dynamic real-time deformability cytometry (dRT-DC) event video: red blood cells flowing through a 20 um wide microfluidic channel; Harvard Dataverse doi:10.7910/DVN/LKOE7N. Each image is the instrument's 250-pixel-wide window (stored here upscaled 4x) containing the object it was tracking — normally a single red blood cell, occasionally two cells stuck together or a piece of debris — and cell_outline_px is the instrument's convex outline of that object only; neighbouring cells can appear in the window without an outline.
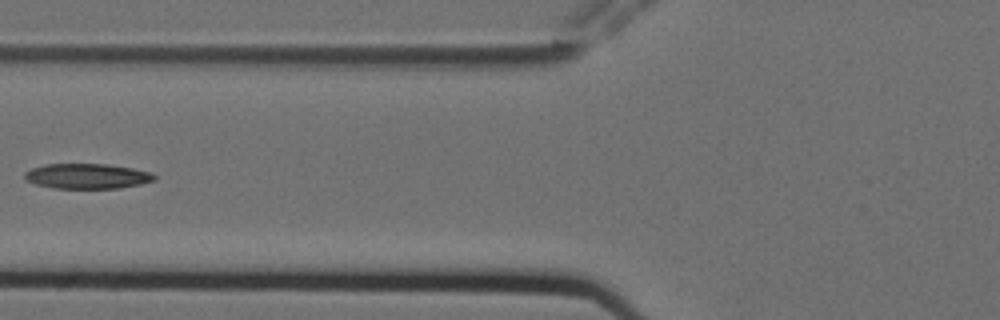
{"species": "Egyptian fruit bat (a non-hibernating species)", "species_latin": "Rousettus aegyptiacus", "temperature_condition": "cold", "stored_images_in_passage": 7, "camera_frame_rate_fps": 3000, "um_per_image_px": 0.085, "animal": {"sex": "female"}, "frame": {"image": 1, "passage_image": 6, "time_ms": 1.667, "image_size_px": [1000, 320], "cell_outline_px": [[156, 180], [140, 184], [120, 188], [52, 188], [36, 184], [24, 180], [24, 172], [32, 168], [44, 164], [108, 164], [132, 168], [152, 172], [156, 176]], "centroid_in_image_um": [7.4, 14.97], "position_along_channel_um": 118.4, "area_um2": 19.13}}
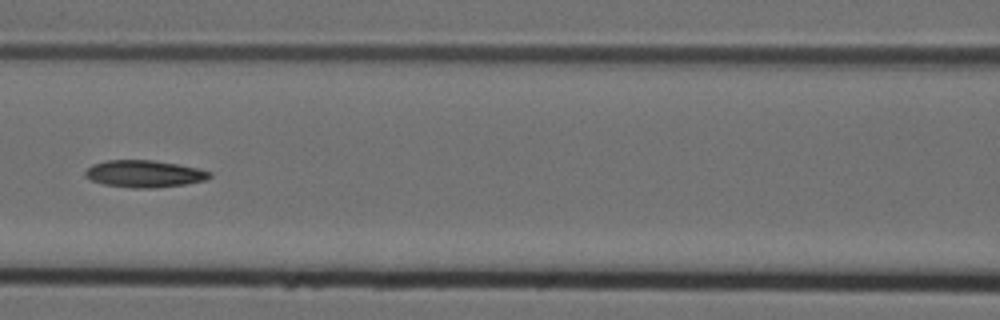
{"frame": {"image": 2, "passage_image": 7, "time_ms": 2.0, "image_size_px": [1000, 320], "cell_outline_px": [[212, 176], [204, 180], [184, 184], [152, 188], [132, 188], [104, 184], [92, 180], [84, 176], [84, 172], [92, 164], [104, 160], [152, 160], [176, 164], [196, 168], [212, 172]], "centroid_in_image_um": [12.23, 14.77], "position_along_channel_um": 154.4, "area_um2": 19.48}}